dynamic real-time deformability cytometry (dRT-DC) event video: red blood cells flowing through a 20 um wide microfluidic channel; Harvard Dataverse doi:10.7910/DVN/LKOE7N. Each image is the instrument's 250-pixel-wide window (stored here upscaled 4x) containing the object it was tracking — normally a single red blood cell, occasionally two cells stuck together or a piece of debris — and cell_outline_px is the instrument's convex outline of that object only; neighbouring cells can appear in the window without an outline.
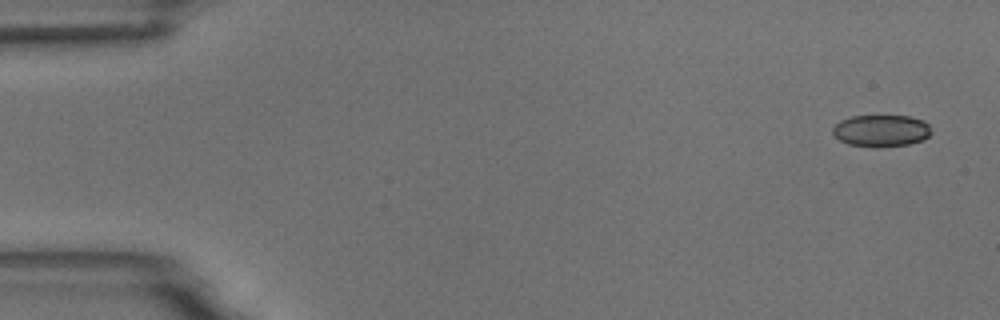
{"species": "common noctule bat (a hibernating species)", "species_latin": "Nyctalus noctula", "temperature_condition": "room temperature", "stored_images_in_passage": 5, "segment_of_instrument_passage": [2, 2], "camera_frame_rate_fps": 3000, "um_per_image_px": 0.085, "animal": {"sex": "male", "body_mass_g": 18.8}, "frame": {"image": 1, "passage_image": 5, "time_ms": 5.667, "image_size_px": [1000, 320], "cell_outline_px": [[932, 132], [924, 140], [908, 144], [876, 148], [848, 144], [840, 140], [832, 132], [832, 128], [840, 120], [852, 116], [908, 116], [924, 120], [928, 124]], "centroid_in_image_um": [74.91, 11.12], "position_along_channel_um": 10.1, "area_um2": 18.44}}